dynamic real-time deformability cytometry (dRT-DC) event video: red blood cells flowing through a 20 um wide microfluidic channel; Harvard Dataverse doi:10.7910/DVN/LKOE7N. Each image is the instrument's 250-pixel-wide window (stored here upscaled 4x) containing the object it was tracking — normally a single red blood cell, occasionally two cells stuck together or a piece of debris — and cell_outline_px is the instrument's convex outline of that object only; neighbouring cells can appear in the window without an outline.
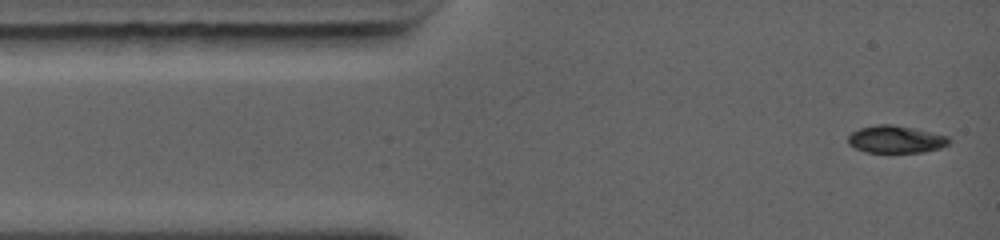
{"species": "common noctule bat (a hibernating species)", "species_latin": "Nyctalus noctula", "temperature_condition": "warm", "stored_images_in_passage": 28, "camera_frame_rate_fps": 5000, "um_per_image_px": 0.085, "animal": {"sex": "female", "body_mass_g": 19.0, "forearm_length_mm": 56.7}, "frame": {"image": 1, "passage_image": 1, "time_ms": 0.0, "image_size_px": [1000, 240], "cell_outline_px": [[952, 140], [948, 144], [940, 148], [924, 152], [864, 152], [848, 144], [848, 136], [852, 132], [860, 128], [876, 124], [892, 124], [932, 132], [948, 136]], "centroid_in_image_um": [76.15, 11.84], "position_along_channel_um": 8.9, "area_um2": 16.13}}
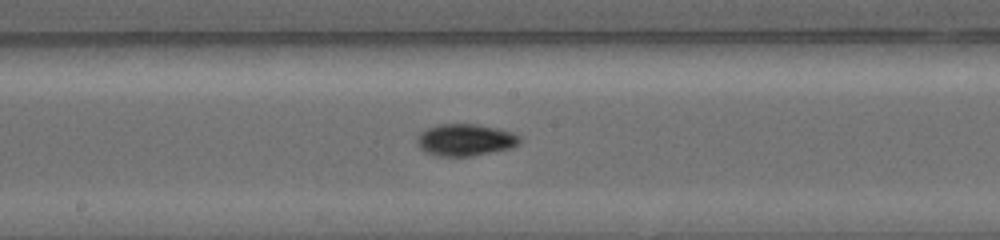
{"frame": {"image": 2, "passage_image": 12, "time_ms": 5.8, "image_size_px": [1000, 240], "cell_outline_px": [[524, 140], [520, 144], [512, 148], [472, 156], [436, 156], [424, 152], [416, 144], [416, 140], [420, 132], [436, 124], [476, 124], [496, 128], [512, 132], [520, 136]], "centroid_in_image_um": [39.56, 11.9], "position_along_channel_um": 208.6, "area_um2": 19.42}}
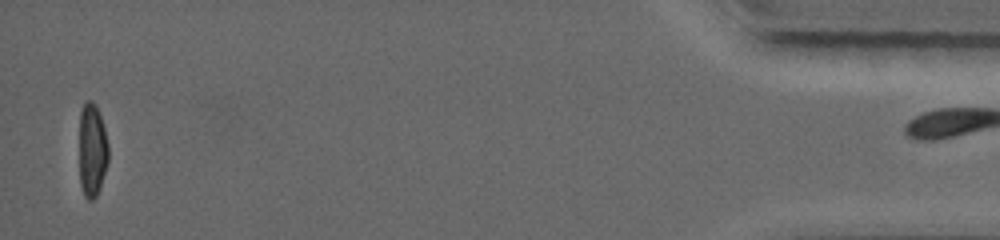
{"frame": {"image": 3, "passage_image": 27, "time_ms": 13.4, "image_size_px": [1000, 240], "cell_outline_px": [[108, 160], [100, 188], [96, 196], [92, 200], [88, 200], [84, 196], [80, 184], [80, 112], [84, 104], [88, 100], [92, 100], [96, 104], [104, 128], [108, 144]], "centroid_in_image_um": [7.83, 12.77], "position_along_channel_um": 427.4, "area_um2": 15.78}, "authors_computed_cell_mechanics": {"area_um2": 17.2533, "velocity_mm_per_s": 4.5074, "shape_relaxation_time_tau1_ms": 3.46, "shape_relaxation_time_tau2_ms": null, "deformation_change_tau1": 0.1871, "deformation_change_tau2": null}}